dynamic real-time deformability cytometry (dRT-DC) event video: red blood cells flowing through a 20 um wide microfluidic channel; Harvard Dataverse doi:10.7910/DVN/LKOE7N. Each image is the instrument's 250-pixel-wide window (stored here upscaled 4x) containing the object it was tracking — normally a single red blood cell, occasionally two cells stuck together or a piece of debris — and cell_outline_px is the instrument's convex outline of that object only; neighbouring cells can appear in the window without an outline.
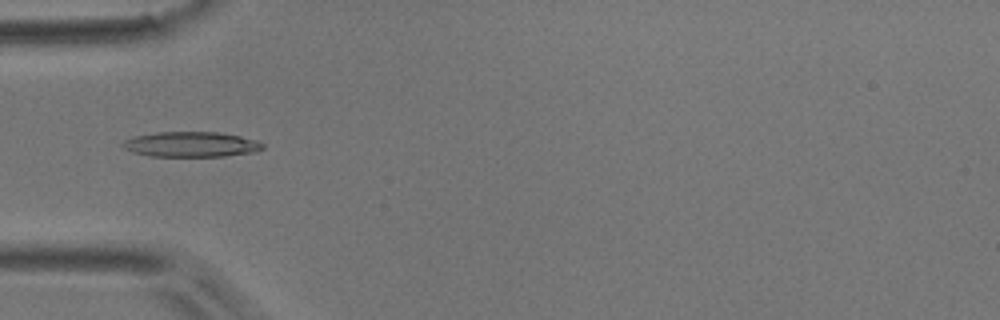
{"species": "common noctule bat (a hibernating species)", "species_latin": "Nyctalus noctula", "temperature_condition": "room temperature", "stored_images_in_passage": 28, "camera_frame_rate_fps": 3000, "um_per_image_px": 0.085, "animal": {"sex": "male", "body_mass_g": 17.9}, "frame": {"image": 1, "passage_image": 16, "time_ms": 5.0, "image_size_px": [1000, 320], "cell_outline_px": [[264, 148], [256, 152], [224, 156], [148, 156], [132, 152], [124, 148], [120, 144], [124, 140], [136, 136], [156, 132], [216, 132], [240, 136], [256, 140], [264, 144]], "centroid_in_image_um": [16.24, 12.27], "position_along_channel_um": 68.8, "area_um2": 20.58}}
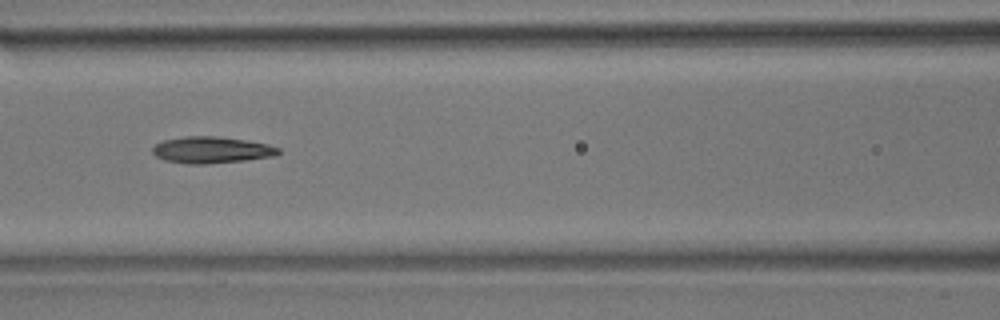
{"frame": {"image": 2, "passage_image": 22, "time_ms": 7.0, "image_size_px": [1000, 320], "cell_outline_px": [[280, 152], [276, 156], [244, 160], [204, 164], [188, 164], [164, 160], [156, 156], [152, 152], [152, 148], [156, 144], [164, 140], [184, 136], [216, 136], [244, 140], [268, 144], [280, 148]], "centroid_in_image_um": [17.98, 12.74], "position_along_channel_um": 148.6, "area_um2": 19.42}}
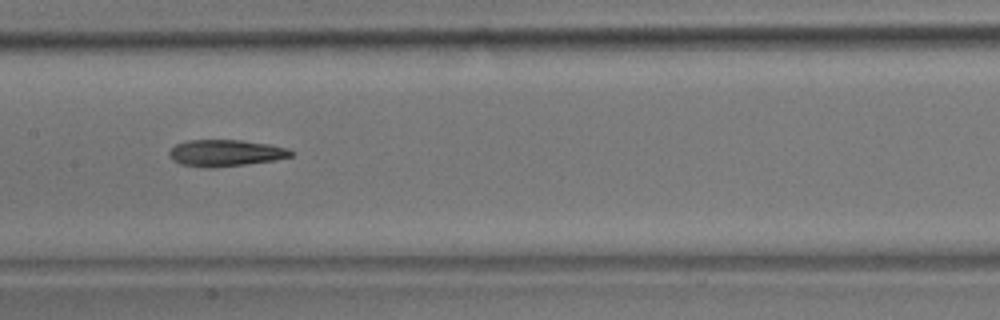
{"frame": {"image": 3, "passage_image": 25, "time_ms": 8.0, "image_size_px": [1000, 320], "cell_outline_px": [[296, 152], [292, 156], [272, 160], [216, 168], [208, 168], [180, 164], [172, 160], [168, 152], [176, 144], [188, 140], [244, 140], [272, 144], [288, 148]], "centroid_in_image_um": [19.19, 13.0], "position_along_channel_um": 188.2, "area_um2": 19.02}}